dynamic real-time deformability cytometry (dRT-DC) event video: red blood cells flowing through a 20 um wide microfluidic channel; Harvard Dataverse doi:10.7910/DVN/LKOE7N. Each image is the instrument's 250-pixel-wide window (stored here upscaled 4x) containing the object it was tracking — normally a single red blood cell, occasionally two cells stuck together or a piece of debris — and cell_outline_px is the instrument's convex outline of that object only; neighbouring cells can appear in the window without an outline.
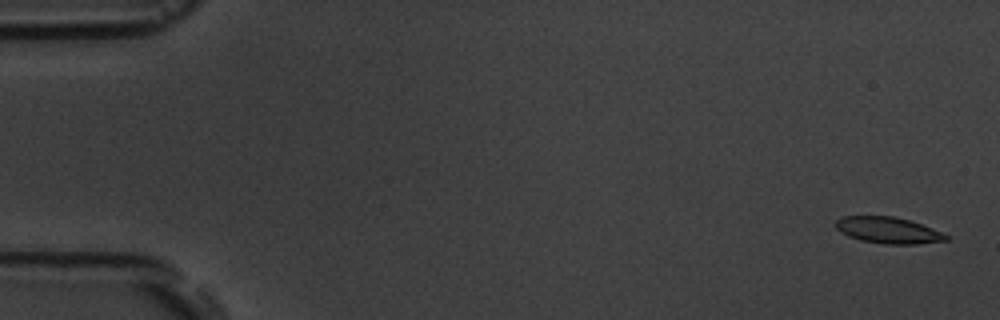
{"species": "common noctule bat (a hibernating species)", "species_latin": "Nyctalus noctula", "temperature_condition": "room temperature", "stored_images_in_passage": 6, "camera_frame_rate_fps": 3000, "um_per_image_px": 0.085, "animal": {"sex": "male", "body_mass_g": 19.5, "forearm_length_mm": 54.6}, "frame": {"image": 1, "passage_image": 1, "time_ms": 0.0, "image_size_px": [1000, 320], "cell_outline_px": [[948, 240], [916, 244], [884, 244], [860, 240], [848, 236], [840, 232], [836, 228], [836, 220], [840, 216], [892, 216], [908, 220], [920, 224], [940, 232], [948, 236]], "centroid_in_image_um": [75.44, 19.57], "position_along_channel_um": 9.6, "area_um2": 16.76}}
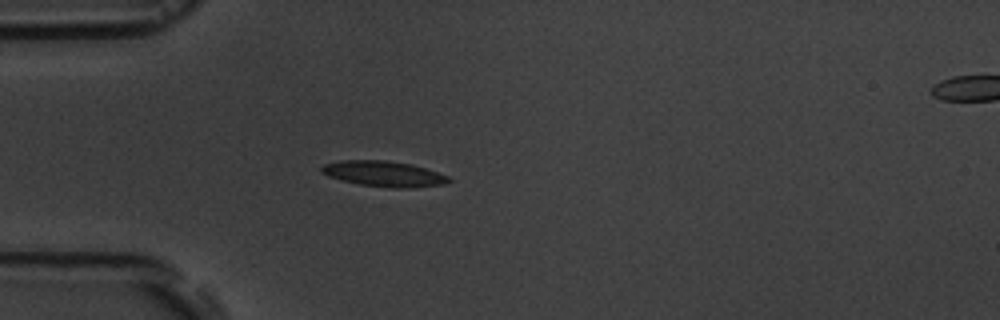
{"frame": {"image": 2, "passage_image": 5, "time_ms": 4.667, "image_size_px": [1000, 320], "cell_outline_px": [[452, 180], [444, 184], [408, 188], [392, 188], [360, 184], [340, 180], [328, 176], [320, 172], [320, 168], [324, 164], [340, 160], [384, 160], [412, 164], [448, 176]], "centroid_in_image_um": [32.58, 14.77], "position_along_channel_um": 52.4, "area_um2": 18.9}}